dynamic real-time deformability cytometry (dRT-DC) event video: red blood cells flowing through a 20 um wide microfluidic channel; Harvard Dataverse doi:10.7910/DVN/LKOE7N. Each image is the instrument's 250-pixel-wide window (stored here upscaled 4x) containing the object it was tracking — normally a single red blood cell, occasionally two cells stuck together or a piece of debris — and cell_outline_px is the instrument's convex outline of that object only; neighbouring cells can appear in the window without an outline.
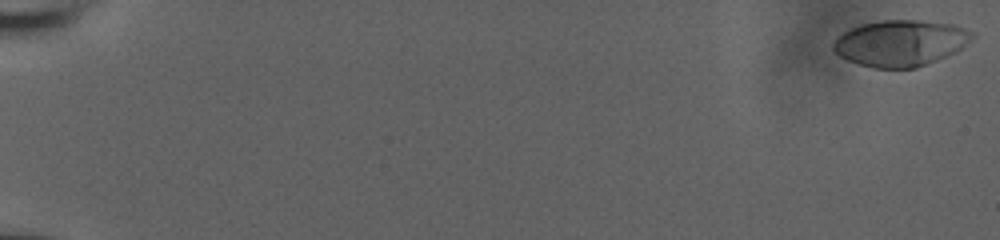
{"species": "human", "species_latin": "Homo sapiens", "temperature_condition": "room temperature", "stored_images_in_passage": 15, "camera_frame_rate_fps": 3000, "um_per_image_px": 0.085, "donor": {"sex": "male"}, "frame": {"image": 1, "passage_image": 1, "time_ms": 0.0, "image_size_px": [1000, 240], "cell_outline_px": [[976, 36], [956, 52], [916, 68], [872, 68], [848, 60], [840, 56], [832, 48], [832, 44], [836, 36], [860, 24], [884, 20], [920, 20], [952, 24], [964, 28], [972, 32]], "centroid_in_image_um": [76.54, 3.66], "position_along_channel_um": 8.5, "area_um2": 37.34}}
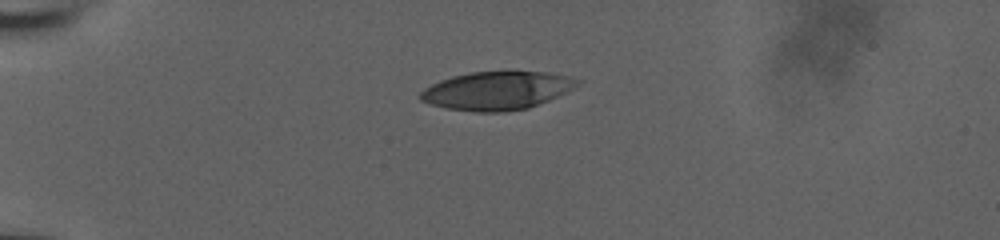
{"frame": {"image": 2, "passage_image": 9, "time_ms": 2.667, "image_size_px": [1000, 240], "cell_outline_px": [[584, 80], [580, 84], [548, 100], [528, 108], [504, 112], [476, 112], [444, 108], [428, 104], [420, 100], [420, 92], [424, 88], [440, 80], [452, 76], [468, 72], [548, 72], [568, 76]], "centroid_in_image_um": [42.21, 7.71], "position_along_channel_um": 42.8, "area_um2": 35.03}}
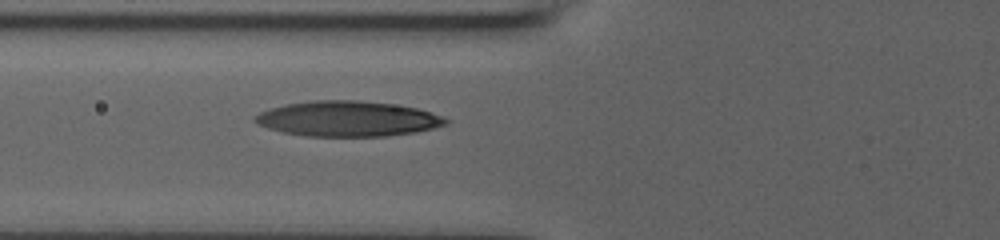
{"frame": {"image": 3, "passage_image": 15, "time_ms": 4.667, "image_size_px": [1000, 240], "cell_outline_px": [[448, 124], [416, 132], [384, 136], [308, 136], [284, 132], [268, 128], [252, 120], [252, 116], [268, 108], [284, 104], [312, 100], [360, 100], [392, 104], [416, 108], [444, 116], [448, 120]], "centroid_in_image_um": [29.53, 10.08], "position_along_channel_um": 96.3, "area_um2": 39.3}}